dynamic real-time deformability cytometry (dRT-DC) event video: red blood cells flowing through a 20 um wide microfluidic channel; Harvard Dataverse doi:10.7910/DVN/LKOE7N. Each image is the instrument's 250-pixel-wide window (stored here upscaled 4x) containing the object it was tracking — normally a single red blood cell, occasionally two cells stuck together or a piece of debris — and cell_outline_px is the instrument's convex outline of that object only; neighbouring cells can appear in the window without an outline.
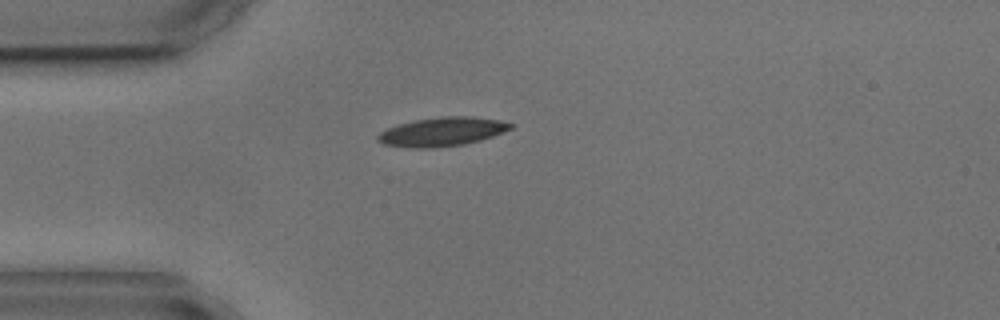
{"species": "common noctule bat (a hibernating species)", "species_latin": "Nyctalus noctula", "temperature_condition": "cold", "stored_images_in_passage": 1, "camera_frame_rate_fps": 3000, "um_per_image_px": 0.085, "animal": {"sex": "male", "body_mass_g": 17.9, "forearm_length_mm": 54.2}, "frame": {"image": 1, "passage_image": 1, "time_ms": 0.0, "image_size_px": [1000, 320], "cell_outline_px": [[516, 124], [512, 128], [492, 136], [480, 140], [464, 144], [432, 148], [412, 148], [384, 144], [376, 140], [376, 136], [380, 132], [388, 128], [400, 124], [416, 120], [440, 116], [472, 116], [500, 120]], "centroid_in_image_um": [37.59, 11.19], "position_along_channel_um": 47.4, "area_um2": 22.31}}